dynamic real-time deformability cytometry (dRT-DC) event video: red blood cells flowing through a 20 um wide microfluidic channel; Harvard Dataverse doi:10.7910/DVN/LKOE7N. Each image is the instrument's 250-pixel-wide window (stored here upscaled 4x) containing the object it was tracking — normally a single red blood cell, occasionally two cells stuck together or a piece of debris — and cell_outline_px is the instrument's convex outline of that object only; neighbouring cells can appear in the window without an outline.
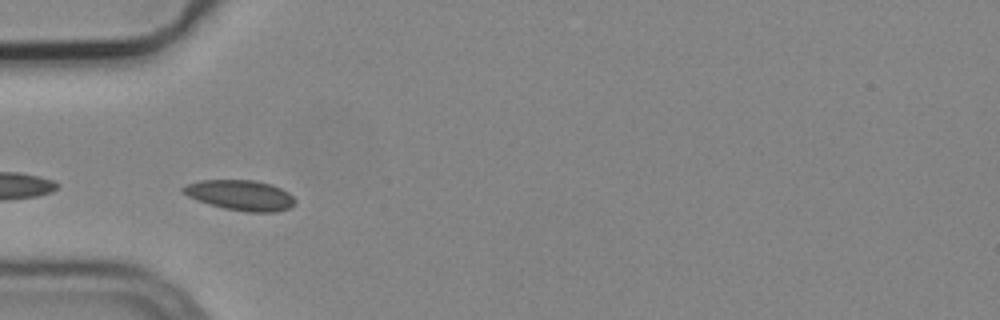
{"species": "common noctule bat (a hibernating species)", "species_latin": "Nyctalus noctula", "temperature_condition": "cold", "stored_images_in_passage": 7, "camera_frame_rate_fps": 3000, "um_per_image_px": 0.085, "animal": {"sex": "male", "body_mass_g": 19.2, "forearm_length_mm": 51.8}, "frame": {"image": 1, "passage_image": 3, "time_ms": 0.667, "image_size_px": [1000, 320], "cell_outline_px": [[296, 204], [288, 208], [276, 212], [248, 212], [224, 208], [208, 204], [196, 200], [188, 196], [180, 188], [188, 184], [200, 180], [252, 180], [272, 184], [288, 192], [296, 200]], "centroid_in_image_um": [20.45, 16.59], "position_along_channel_um": 64.5, "area_um2": 19.77}}
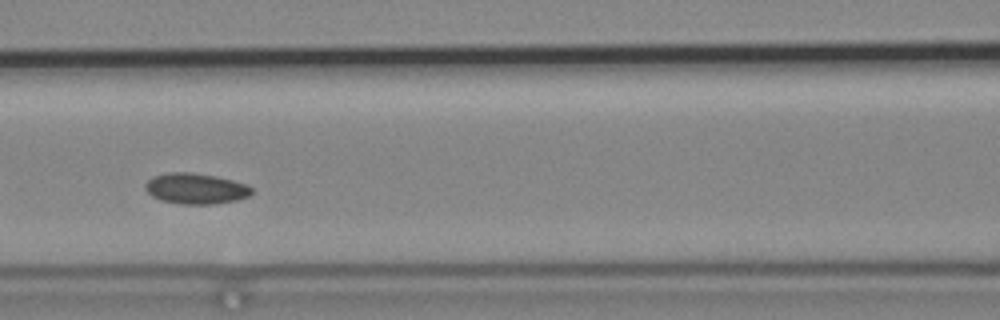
{"frame": {"image": 2, "passage_image": 5, "time_ms": 1.333, "image_size_px": [1000, 320], "cell_outline_px": [[252, 192], [248, 196], [236, 200], [216, 204], [180, 204], [164, 200], [152, 196], [144, 188], [144, 184], [152, 176], [168, 172], [192, 172], [216, 176], [248, 184], [252, 188]], "centroid_in_image_um": [16.63, 16.02], "position_along_channel_um": 150.0, "area_um2": 19.13}}
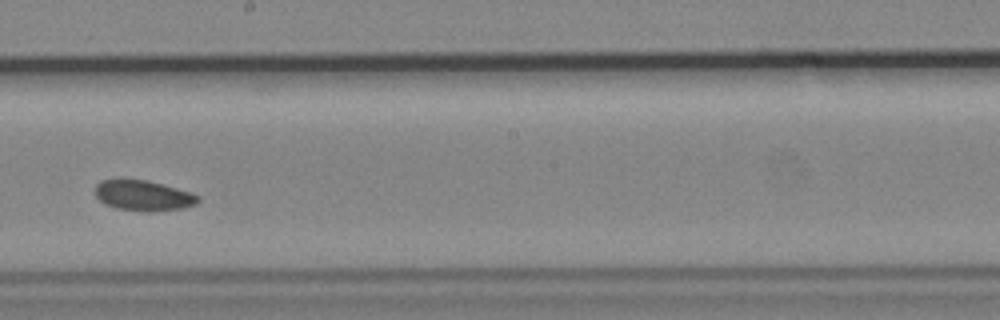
{"frame": {"image": 3, "passage_image": 7, "time_ms": 2.0, "image_size_px": [1000, 320], "cell_outline_px": [[200, 200], [196, 204], [184, 208], [148, 212], [144, 212], [116, 208], [104, 204], [96, 196], [96, 184], [100, 180], [116, 176], [120, 176], [148, 180], [176, 188], [200, 196]], "centroid_in_image_um": [12.11, 16.58], "position_along_channel_um": 236.1, "area_um2": 18.9}}